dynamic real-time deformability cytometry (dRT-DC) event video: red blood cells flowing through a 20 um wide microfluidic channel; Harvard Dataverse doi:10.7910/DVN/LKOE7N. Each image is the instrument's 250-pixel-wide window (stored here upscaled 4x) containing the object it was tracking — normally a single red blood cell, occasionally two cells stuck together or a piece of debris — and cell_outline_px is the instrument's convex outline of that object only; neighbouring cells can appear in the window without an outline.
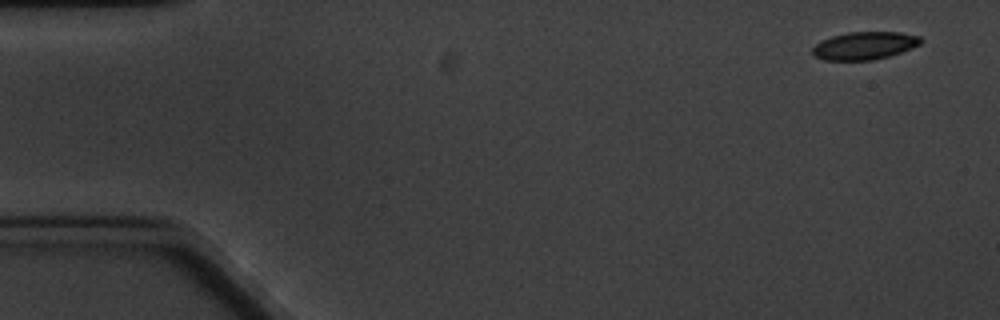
{"species": "common noctule bat (a hibernating species)", "species_latin": "Nyctalus noctula", "temperature_condition": "cold", "stored_images_in_passage": 5, "camera_frame_rate_fps": 3000, "um_per_image_px": 0.085, "animal": {"sex": "male", "body_mass_g": 20.1, "forearm_length_mm": 53.5}, "frame": {"image": 1, "passage_image": 1, "time_ms": 0.0, "image_size_px": [1000, 320], "cell_outline_px": [[924, 40], [920, 44], [900, 52], [888, 56], [872, 60], [824, 60], [812, 56], [812, 48], [820, 40], [832, 36], [848, 32], [900, 32], [920, 36]], "centroid_in_image_um": [73.45, 3.87], "position_along_channel_um": 11.5, "area_um2": 17.57}}
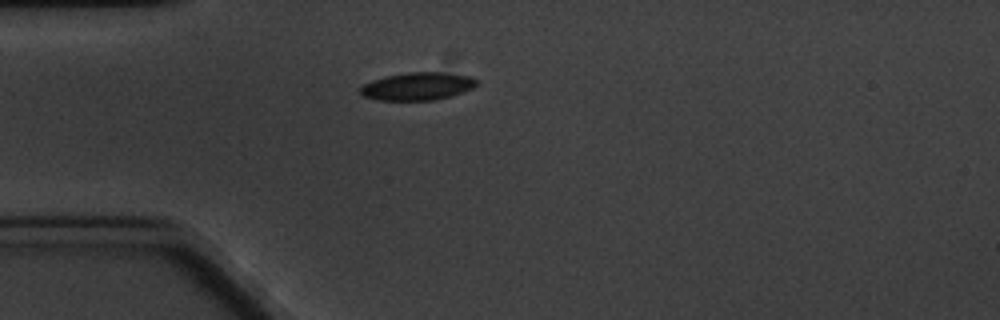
{"frame": {"image": 2, "passage_image": 5, "time_ms": 4.333, "image_size_px": [1000, 320], "cell_outline_px": [[480, 84], [464, 92], [436, 100], [376, 100], [360, 96], [360, 88], [364, 84], [372, 80], [384, 76], [408, 72], [440, 72], [468, 76], [480, 80]], "centroid_in_image_um": [35.49, 7.34], "position_along_channel_um": 49.5, "area_um2": 19.07}}